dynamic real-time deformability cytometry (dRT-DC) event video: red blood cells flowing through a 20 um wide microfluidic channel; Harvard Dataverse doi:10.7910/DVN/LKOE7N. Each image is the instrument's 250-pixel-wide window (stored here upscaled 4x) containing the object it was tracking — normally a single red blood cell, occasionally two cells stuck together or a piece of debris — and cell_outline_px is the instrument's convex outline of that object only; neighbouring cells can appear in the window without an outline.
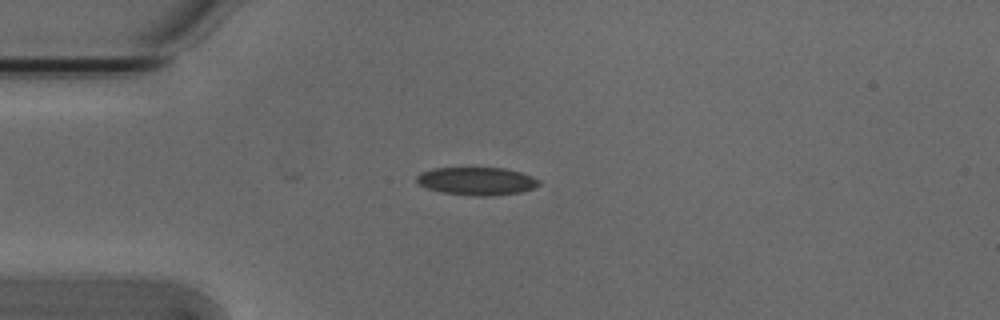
{"species": "Egyptian fruit bat (a non-hibernating species)", "species_latin": "Rousettus aegyptiacus", "temperature_condition": "cold", "stored_images_in_passage": 47, "camera_frame_rate_fps": 3000, "um_per_image_px": 0.085, "animal": {"sex": "male"}, "frame": {"image": 1, "passage_image": 11, "time_ms": 3.333, "image_size_px": [1000, 320], "cell_outline_px": [[540, 184], [532, 188], [520, 192], [492, 196], [472, 196], [440, 192], [416, 184], [416, 176], [420, 172], [432, 168], [504, 168], [520, 172], [532, 176], [540, 180]], "centroid_in_image_um": [40.48, 15.4], "position_along_channel_um": 44.5, "area_um2": 20.06}}
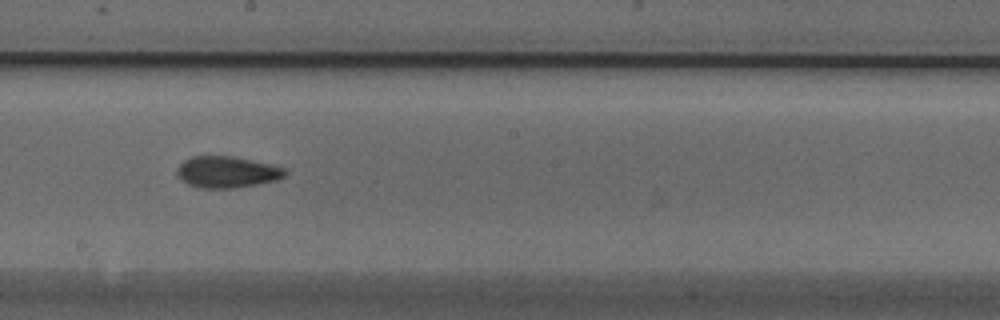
{"frame": {"image": 2, "passage_image": 27, "time_ms": 8.667, "image_size_px": [1000, 320], "cell_outline_px": [[288, 172], [284, 176], [276, 180], [256, 184], [232, 188], [200, 188], [188, 184], [180, 180], [176, 176], [176, 168], [184, 160], [192, 156], [232, 156], [272, 164], [288, 168]], "centroid_in_image_um": [19.28, 14.61], "position_along_channel_um": 228.9, "area_um2": 20.0}}
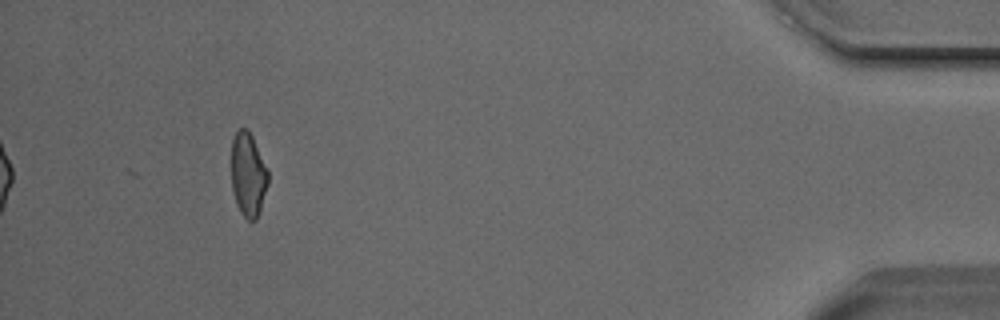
{"frame": {"image": 3, "passage_image": 47, "time_ms": 15.333, "image_size_px": [1000, 320], "cell_outline_px": [[268, 184], [260, 212], [256, 220], [248, 220], [240, 212], [236, 204], [232, 188], [232, 140], [236, 132], [240, 128], [244, 128], [252, 136], [268, 168]], "centroid_in_image_um": [21.1, 14.87], "position_along_channel_um": 414.1, "area_um2": 17.98}, "authors_computed_cell_mechanics": {"area_um2": 19.3052, "velocity_mm_per_s": 3.807, "shape_relaxation_time_tau1_ms": 3.2169, "shape_relaxation_time_tau2_ms": 2.5907, "deformation_change_tau1": 0.1245, "deformation_change_tau2": 0.0961}}